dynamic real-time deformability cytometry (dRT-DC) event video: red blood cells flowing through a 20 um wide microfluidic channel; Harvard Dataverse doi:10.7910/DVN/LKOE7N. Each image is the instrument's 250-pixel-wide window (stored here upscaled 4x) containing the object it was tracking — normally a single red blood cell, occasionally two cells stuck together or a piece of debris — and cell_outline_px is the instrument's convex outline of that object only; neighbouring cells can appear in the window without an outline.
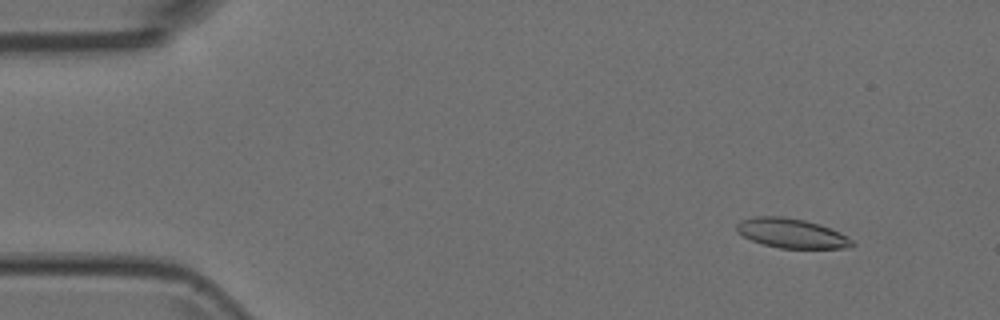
{"species": "Egyptian fruit bat (a non-hibernating species)", "species_latin": "Rousettus aegyptiacus", "temperature_condition": "room temperature", "stored_images_in_passage": 4, "camera_frame_rate_fps": 3000, "um_per_image_px": 0.085, "animal": {"sex": "female"}, "frame": {"image": 1, "passage_image": 2, "time_ms": 0.333, "image_size_px": [1000, 320], "cell_outline_px": [[856, 244], [852, 248], [780, 248], [764, 244], [752, 240], [736, 232], [736, 224], [740, 220], [752, 216], [780, 216], [804, 220], [820, 224], [840, 232], [852, 240]], "centroid_in_image_um": [67.28, 19.82], "position_along_channel_um": 17.7, "area_um2": 19.94}}
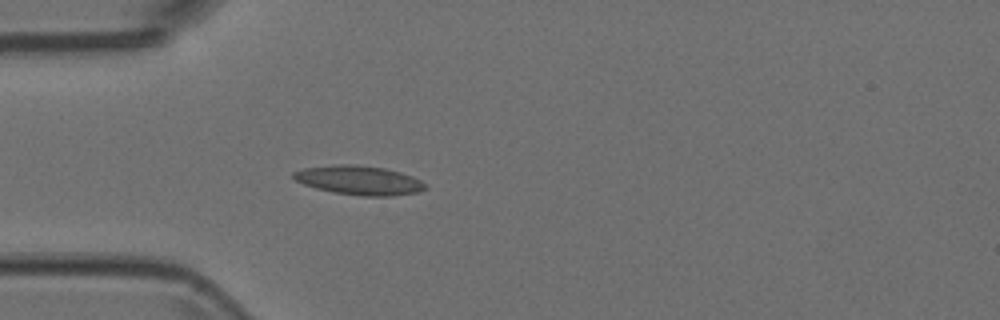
{"frame": {"image": 2, "passage_image": 4, "time_ms": 1.0, "image_size_px": [1000, 320], "cell_outline_px": [[428, 188], [416, 192], [392, 196], [360, 196], [332, 192], [316, 188], [304, 184], [296, 180], [292, 176], [292, 172], [304, 168], [332, 164], [356, 164], [384, 168], [400, 172], [412, 176], [428, 184]], "centroid_in_image_um": [30.53, 15.32], "position_along_channel_um": 54.5, "area_um2": 22.54}}